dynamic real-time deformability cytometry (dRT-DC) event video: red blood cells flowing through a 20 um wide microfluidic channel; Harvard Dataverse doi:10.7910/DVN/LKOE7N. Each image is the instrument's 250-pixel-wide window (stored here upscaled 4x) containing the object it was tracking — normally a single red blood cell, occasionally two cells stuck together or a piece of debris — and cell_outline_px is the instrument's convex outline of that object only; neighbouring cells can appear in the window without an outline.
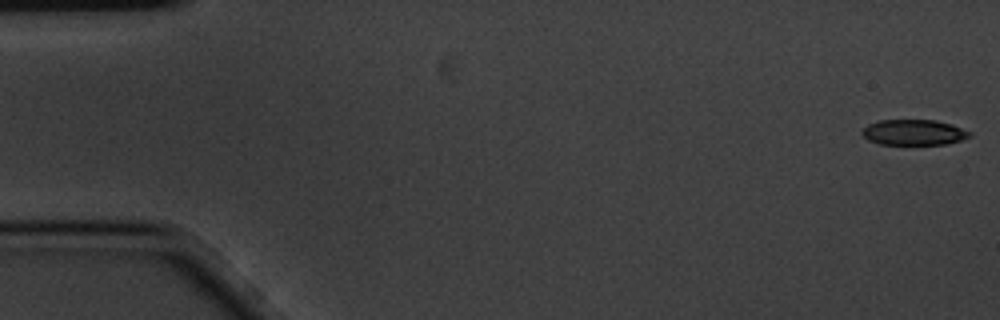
{"species": "common noctule bat (a hibernating species)", "species_latin": "Nyctalus noctula", "temperature_condition": "cold", "stored_images_in_passage": 5, "camera_frame_rate_fps": 3000, "um_per_image_px": 0.085, "animal": {"sex": "male", "body_mass_g": 20.1, "forearm_length_mm": 53.5}, "frame": {"image": 1, "passage_image": 1, "time_ms": 0.0, "image_size_px": [1000, 320], "cell_outline_px": [[972, 136], [948, 144], [880, 144], [868, 140], [860, 132], [868, 124], [880, 120], [936, 120], [952, 124], [972, 132]], "centroid_in_image_um": [77.69, 11.25], "position_along_channel_um": 7.3, "area_um2": 16.07}}
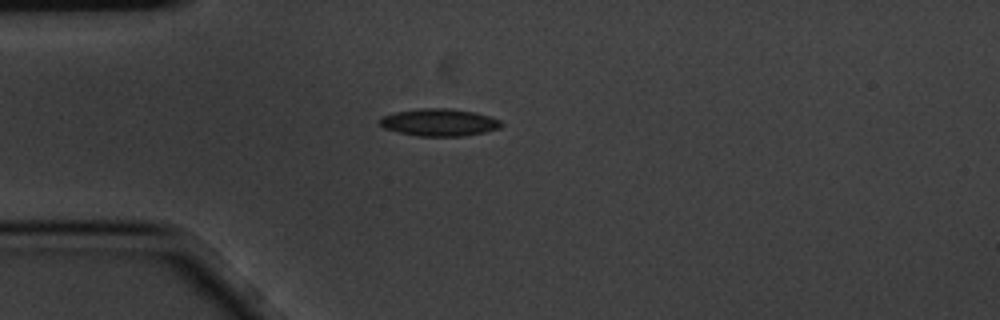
{"frame": {"image": 2, "passage_image": 5, "time_ms": 1.333, "image_size_px": [1000, 320], "cell_outline_px": [[504, 124], [500, 128], [484, 132], [460, 136], [420, 136], [400, 132], [384, 128], [380, 124], [380, 120], [384, 116], [396, 112], [424, 108], [448, 108], [476, 112], [500, 120]], "centroid_in_image_um": [37.38, 10.4], "position_along_channel_um": 47.6, "area_um2": 19.07}}